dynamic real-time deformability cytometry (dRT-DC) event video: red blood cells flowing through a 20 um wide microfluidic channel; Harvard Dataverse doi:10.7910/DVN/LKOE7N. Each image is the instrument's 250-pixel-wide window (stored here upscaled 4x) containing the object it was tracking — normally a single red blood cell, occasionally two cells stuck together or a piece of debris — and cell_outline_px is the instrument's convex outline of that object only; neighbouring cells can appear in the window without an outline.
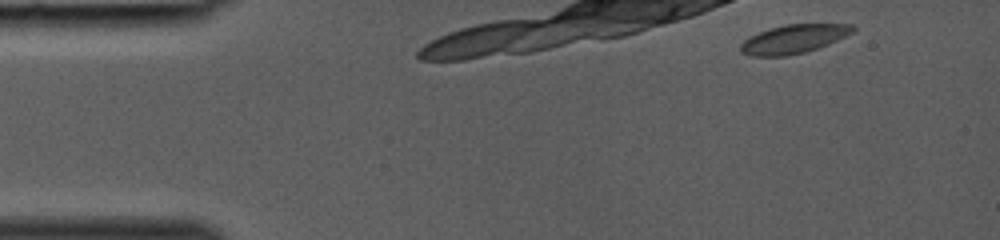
{"species": "common noctule bat (a hibernating species)", "species_latin": "Nyctalus noctula", "temperature_condition": "room temperature", "stored_images_in_passage": 6, "camera_frame_rate_fps": 3000, "um_per_image_px": 0.085, "animal": {"sex": "female", "body_mass_g": 19.0, "forearm_length_mm": 53.3}, "frame": {"image": 1, "passage_image": 2, "time_ms": 0.333, "image_size_px": [1000, 240], "cell_outline_px": [[856, 28], [852, 32], [828, 44], [804, 52], [784, 56], [752, 56], [740, 52], [740, 44], [748, 36], [772, 28], [788, 24], [852, 24]], "centroid_in_image_um": [67.42, 3.32], "position_along_channel_um": 17.6, "area_um2": 18.5}}